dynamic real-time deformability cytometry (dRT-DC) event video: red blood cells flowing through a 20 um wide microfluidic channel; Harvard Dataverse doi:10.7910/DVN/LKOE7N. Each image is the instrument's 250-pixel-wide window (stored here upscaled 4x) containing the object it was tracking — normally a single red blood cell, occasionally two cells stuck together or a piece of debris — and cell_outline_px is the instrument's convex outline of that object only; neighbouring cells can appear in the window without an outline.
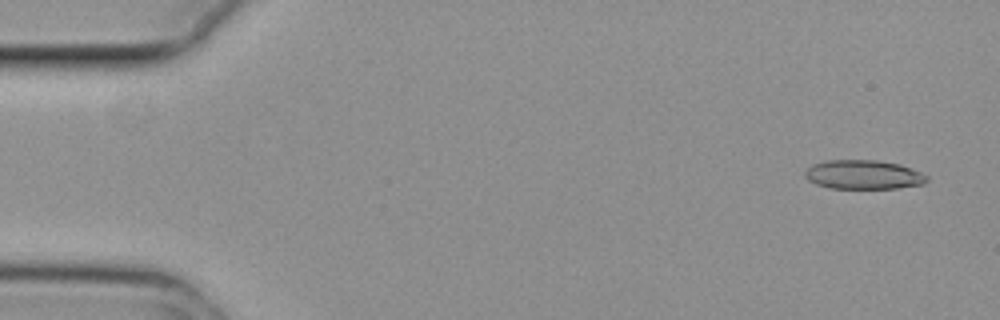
{"species": "common noctule bat (a hibernating species)", "species_latin": "Nyctalus noctula", "temperature_condition": "cold", "stored_images_in_passage": 19, "camera_frame_rate_fps": 3000, "um_per_image_px": 0.085, "animal": {"sex": "female", "body_mass_g": 29.2, "forearm_length_mm": 56.3}, "frame": {"image": 1, "passage_image": 3, "time_ms": 0.667, "image_size_px": [1000, 320], "cell_outline_px": [[928, 180], [920, 184], [896, 188], [832, 188], [816, 184], [808, 180], [804, 176], [804, 172], [812, 164], [824, 160], [880, 160], [900, 164], [920, 172], [928, 176]], "centroid_in_image_um": [73.36, 14.83], "position_along_channel_um": 11.6, "area_um2": 20.63}}
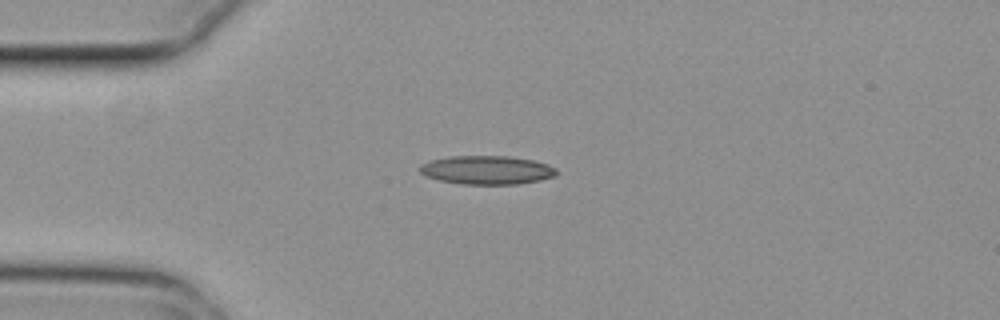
{"frame": {"image": 2, "passage_image": 14, "time_ms": 4.333, "image_size_px": [1000, 320], "cell_outline_px": [[556, 176], [540, 180], [516, 184], [464, 184], [440, 180], [428, 176], [420, 172], [420, 164], [428, 160], [448, 156], [512, 156], [532, 160], [548, 164], [556, 168]], "centroid_in_image_um": [41.39, 14.44], "position_along_channel_um": 43.6, "area_um2": 22.83}}